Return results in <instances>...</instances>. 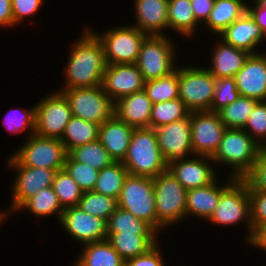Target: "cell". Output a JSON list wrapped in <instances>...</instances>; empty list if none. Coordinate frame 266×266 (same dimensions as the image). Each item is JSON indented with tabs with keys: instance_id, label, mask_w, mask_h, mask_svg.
<instances>
[{
	"instance_id": "obj_1",
	"label": "cell",
	"mask_w": 266,
	"mask_h": 266,
	"mask_svg": "<svg viewBox=\"0 0 266 266\" xmlns=\"http://www.w3.org/2000/svg\"><path fill=\"white\" fill-rule=\"evenodd\" d=\"M88 27V28H87ZM74 40L64 66V84L59 89L95 87L102 84L106 69L104 48L99 38L86 25Z\"/></svg>"
},
{
	"instance_id": "obj_2",
	"label": "cell",
	"mask_w": 266,
	"mask_h": 266,
	"mask_svg": "<svg viewBox=\"0 0 266 266\" xmlns=\"http://www.w3.org/2000/svg\"><path fill=\"white\" fill-rule=\"evenodd\" d=\"M262 149L243 129L227 128L219 149L212 157L213 167L217 168L216 165H220V168L228 167L231 170L228 176L241 179L251 169Z\"/></svg>"
},
{
	"instance_id": "obj_3",
	"label": "cell",
	"mask_w": 266,
	"mask_h": 266,
	"mask_svg": "<svg viewBox=\"0 0 266 266\" xmlns=\"http://www.w3.org/2000/svg\"><path fill=\"white\" fill-rule=\"evenodd\" d=\"M130 175L154 178L167 170L153 128H135L128 152L122 161Z\"/></svg>"
},
{
	"instance_id": "obj_4",
	"label": "cell",
	"mask_w": 266,
	"mask_h": 266,
	"mask_svg": "<svg viewBox=\"0 0 266 266\" xmlns=\"http://www.w3.org/2000/svg\"><path fill=\"white\" fill-rule=\"evenodd\" d=\"M157 233L186 220L187 190L167 169L153 178Z\"/></svg>"
},
{
	"instance_id": "obj_5",
	"label": "cell",
	"mask_w": 266,
	"mask_h": 266,
	"mask_svg": "<svg viewBox=\"0 0 266 266\" xmlns=\"http://www.w3.org/2000/svg\"><path fill=\"white\" fill-rule=\"evenodd\" d=\"M214 225L235 226L246 223V244L253 245L251 224L250 196L247 184L242 179H235L222 193L216 210L206 222Z\"/></svg>"
},
{
	"instance_id": "obj_6",
	"label": "cell",
	"mask_w": 266,
	"mask_h": 266,
	"mask_svg": "<svg viewBox=\"0 0 266 266\" xmlns=\"http://www.w3.org/2000/svg\"><path fill=\"white\" fill-rule=\"evenodd\" d=\"M171 38L168 35H148L142 42L135 64L145 82L169 75L178 67L176 41Z\"/></svg>"
},
{
	"instance_id": "obj_7",
	"label": "cell",
	"mask_w": 266,
	"mask_h": 266,
	"mask_svg": "<svg viewBox=\"0 0 266 266\" xmlns=\"http://www.w3.org/2000/svg\"><path fill=\"white\" fill-rule=\"evenodd\" d=\"M7 158V167L10 170H14L16 176L10 188L12 190L10 191V194H12L10 209L7 208L8 210L0 211L2 222L6 221L11 213L16 214L17 210L41 189L52 186L55 174L58 171L22 166L11 154Z\"/></svg>"
},
{
	"instance_id": "obj_8",
	"label": "cell",
	"mask_w": 266,
	"mask_h": 266,
	"mask_svg": "<svg viewBox=\"0 0 266 266\" xmlns=\"http://www.w3.org/2000/svg\"><path fill=\"white\" fill-rule=\"evenodd\" d=\"M179 99L192 111H210L215 77L204 67H178Z\"/></svg>"
},
{
	"instance_id": "obj_9",
	"label": "cell",
	"mask_w": 266,
	"mask_h": 266,
	"mask_svg": "<svg viewBox=\"0 0 266 266\" xmlns=\"http://www.w3.org/2000/svg\"><path fill=\"white\" fill-rule=\"evenodd\" d=\"M117 201L118 207L130 211L157 232L153 178L128 174Z\"/></svg>"
},
{
	"instance_id": "obj_10",
	"label": "cell",
	"mask_w": 266,
	"mask_h": 266,
	"mask_svg": "<svg viewBox=\"0 0 266 266\" xmlns=\"http://www.w3.org/2000/svg\"><path fill=\"white\" fill-rule=\"evenodd\" d=\"M92 31L103 45L107 65L135 64L141 44L148 36L130 23L127 26L112 27L105 32Z\"/></svg>"
},
{
	"instance_id": "obj_11",
	"label": "cell",
	"mask_w": 266,
	"mask_h": 266,
	"mask_svg": "<svg viewBox=\"0 0 266 266\" xmlns=\"http://www.w3.org/2000/svg\"><path fill=\"white\" fill-rule=\"evenodd\" d=\"M61 91L72 112V116L101 125L114 115V102L103 91L101 85Z\"/></svg>"
},
{
	"instance_id": "obj_12",
	"label": "cell",
	"mask_w": 266,
	"mask_h": 266,
	"mask_svg": "<svg viewBox=\"0 0 266 266\" xmlns=\"http://www.w3.org/2000/svg\"><path fill=\"white\" fill-rule=\"evenodd\" d=\"M11 155L22 165L32 168L63 170L68 155L59 139L33 134Z\"/></svg>"
},
{
	"instance_id": "obj_13",
	"label": "cell",
	"mask_w": 266,
	"mask_h": 266,
	"mask_svg": "<svg viewBox=\"0 0 266 266\" xmlns=\"http://www.w3.org/2000/svg\"><path fill=\"white\" fill-rule=\"evenodd\" d=\"M71 117L70 105L64 94L52 91L35 103V134L61 140Z\"/></svg>"
},
{
	"instance_id": "obj_14",
	"label": "cell",
	"mask_w": 266,
	"mask_h": 266,
	"mask_svg": "<svg viewBox=\"0 0 266 266\" xmlns=\"http://www.w3.org/2000/svg\"><path fill=\"white\" fill-rule=\"evenodd\" d=\"M227 127L219 113L211 111L191 112V141L194 155L213 157Z\"/></svg>"
},
{
	"instance_id": "obj_15",
	"label": "cell",
	"mask_w": 266,
	"mask_h": 266,
	"mask_svg": "<svg viewBox=\"0 0 266 266\" xmlns=\"http://www.w3.org/2000/svg\"><path fill=\"white\" fill-rule=\"evenodd\" d=\"M59 225L68 239L80 245L107 240V221L82 211L78 206L64 209Z\"/></svg>"
},
{
	"instance_id": "obj_16",
	"label": "cell",
	"mask_w": 266,
	"mask_h": 266,
	"mask_svg": "<svg viewBox=\"0 0 266 266\" xmlns=\"http://www.w3.org/2000/svg\"><path fill=\"white\" fill-rule=\"evenodd\" d=\"M158 145L166 164L192 157L191 113L184 120L162 125L154 129Z\"/></svg>"
},
{
	"instance_id": "obj_17",
	"label": "cell",
	"mask_w": 266,
	"mask_h": 266,
	"mask_svg": "<svg viewBox=\"0 0 266 266\" xmlns=\"http://www.w3.org/2000/svg\"><path fill=\"white\" fill-rule=\"evenodd\" d=\"M213 164L212 157L193 155L168 164L167 169L186 190H190L207 186L218 177Z\"/></svg>"
},
{
	"instance_id": "obj_18",
	"label": "cell",
	"mask_w": 266,
	"mask_h": 266,
	"mask_svg": "<svg viewBox=\"0 0 266 266\" xmlns=\"http://www.w3.org/2000/svg\"><path fill=\"white\" fill-rule=\"evenodd\" d=\"M144 79L136 64L107 65L102 80L103 91L116 102L144 90Z\"/></svg>"
},
{
	"instance_id": "obj_19",
	"label": "cell",
	"mask_w": 266,
	"mask_h": 266,
	"mask_svg": "<svg viewBox=\"0 0 266 266\" xmlns=\"http://www.w3.org/2000/svg\"><path fill=\"white\" fill-rule=\"evenodd\" d=\"M234 78L241 96L266 101V51L251 54Z\"/></svg>"
},
{
	"instance_id": "obj_20",
	"label": "cell",
	"mask_w": 266,
	"mask_h": 266,
	"mask_svg": "<svg viewBox=\"0 0 266 266\" xmlns=\"http://www.w3.org/2000/svg\"><path fill=\"white\" fill-rule=\"evenodd\" d=\"M218 178L207 186L187 190L186 219L195 216L201 220H209L216 210L221 193L236 179L227 175L221 182Z\"/></svg>"
},
{
	"instance_id": "obj_21",
	"label": "cell",
	"mask_w": 266,
	"mask_h": 266,
	"mask_svg": "<svg viewBox=\"0 0 266 266\" xmlns=\"http://www.w3.org/2000/svg\"><path fill=\"white\" fill-rule=\"evenodd\" d=\"M218 36L217 38L222 39L225 43L250 54L261 53L262 51H257V47L259 49L261 44L266 41L265 34L248 11Z\"/></svg>"
},
{
	"instance_id": "obj_22",
	"label": "cell",
	"mask_w": 266,
	"mask_h": 266,
	"mask_svg": "<svg viewBox=\"0 0 266 266\" xmlns=\"http://www.w3.org/2000/svg\"><path fill=\"white\" fill-rule=\"evenodd\" d=\"M169 0H134L135 24L131 25L147 35L164 36L168 26Z\"/></svg>"
},
{
	"instance_id": "obj_23",
	"label": "cell",
	"mask_w": 266,
	"mask_h": 266,
	"mask_svg": "<svg viewBox=\"0 0 266 266\" xmlns=\"http://www.w3.org/2000/svg\"><path fill=\"white\" fill-rule=\"evenodd\" d=\"M152 102L144 90L114 102V115L133 128H149Z\"/></svg>"
},
{
	"instance_id": "obj_24",
	"label": "cell",
	"mask_w": 266,
	"mask_h": 266,
	"mask_svg": "<svg viewBox=\"0 0 266 266\" xmlns=\"http://www.w3.org/2000/svg\"><path fill=\"white\" fill-rule=\"evenodd\" d=\"M216 42L213 46L210 66L206 68L218 79L234 77L251 54L225 43L220 38Z\"/></svg>"
},
{
	"instance_id": "obj_25",
	"label": "cell",
	"mask_w": 266,
	"mask_h": 266,
	"mask_svg": "<svg viewBox=\"0 0 266 266\" xmlns=\"http://www.w3.org/2000/svg\"><path fill=\"white\" fill-rule=\"evenodd\" d=\"M134 129L115 115L100 125L98 140L114 161H123L126 157Z\"/></svg>"
},
{
	"instance_id": "obj_26",
	"label": "cell",
	"mask_w": 266,
	"mask_h": 266,
	"mask_svg": "<svg viewBox=\"0 0 266 266\" xmlns=\"http://www.w3.org/2000/svg\"><path fill=\"white\" fill-rule=\"evenodd\" d=\"M248 4L245 0H215L210 16L201 29L218 36L248 11Z\"/></svg>"
},
{
	"instance_id": "obj_27",
	"label": "cell",
	"mask_w": 266,
	"mask_h": 266,
	"mask_svg": "<svg viewBox=\"0 0 266 266\" xmlns=\"http://www.w3.org/2000/svg\"><path fill=\"white\" fill-rule=\"evenodd\" d=\"M82 247L73 266H125V260L107 240L88 243Z\"/></svg>"
},
{
	"instance_id": "obj_28",
	"label": "cell",
	"mask_w": 266,
	"mask_h": 266,
	"mask_svg": "<svg viewBox=\"0 0 266 266\" xmlns=\"http://www.w3.org/2000/svg\"><path fill=\"white\" fill-rule=\"evenodd\" d=\"M157 236L159 235L107 233V241L126 261L146 253L158 242Z\"/></svg>"
},
{
	"instance_id": "obj_29",
	"label": "cell",
	"mask_w": 266,
	"mask_h": 266,
	"mask_svg": "<svg viewBox=\"0 0 266 266\" xmlns=\"http://www.w3.org/2000/svg\"><path fill=\"white\" fill-rule=\"evenodd\" d=\"M190 0H169L168 3V26L169 30L183 37H194L199 30Z\"/></svg>"
},
{
	"instance_id": "obj_30",
	"label": "cell",
	"mask_w": 266,
	"mask_h": 266,
	"mask_svg": "<svg viewBox=\"0 0 266 266\" xmlns=\"http://www.w3.org/2000/svg\"><path fill=\"white\" fill-rule=\"evenodd\" d=\"M29 211L36 218H45L49 216H57L58 223L61 220L63 209L60 205L57 195L53 187L49 186L41 189L37 194L28 199L16 213Z\"/></svg>"
},
{
	"instance_id": "obj_31",
	"label": "cell",
	"mask_w": 266,
	"mask_h": 266,
	"mask_svg": "<svg viewBox=\"0 0 266 266\" xmlns=\"http://www.w3.org/2000/svg\"><path fill=\"white\" fill-rule=\"evenodd\" d=\"M100 125L72 116L65 127L61 142L67 153L72 149L98 139Z\"/></svg>"
},
{
	"instance_id": "obj_32",
	"label": "cell",
	"mask_w": 266,
	"mask_h": 266,
	"mask_svg": "<svg viewBox=\"0 0 266 266\" xmlns=\"http://www.w3.org/2000/svg\"><path fill=\"white\" fill-rule=\"evenodd\" d=\"M159 235L148 223L118 207L107 221V233Z\"/></svg>"
},
{
	"instance_id": "obj_33",
	"label": "cell",
	"mask_w": 266,
	"mask_h": 266,
	"mask_svg": "<svg viewBox=\"0 0 266 266\" xmlns=\"http://www.w3.org/2000/svg\"><path fill=\"white\" fill-rule=\"evenodd\" d=\"M128 174L122 161H115L99 171L93 191L118 199Z\"/></svg>"
},
{
	"instance_id": "obj_34",
	"label": "cell",
	"mask_w": 266,
	"mask_h": 266,
	"mask_svg": "<svg viewBox=\"0 0 266 266\" xmlns=\"http://www.w3.org/2000/svg\"><path fill=\"white\" fill-rule=\"evenodd\" d=\"M190 113L191 111L179 98L152 104L150 128L155 129L162 125L184 120Z\"/></svg>"
},
{
	"instance_id": "obj_35",
	"label": "cell",
	"mask_w": 266,
	"mask_h": 266,
	"mask_svg": "<svg viewBox=\"0 0 266 266\" xmlns=\"http://www.w3.org/2000/svg\"><path fill=\"white\" fill-rule=\"evenodd\" d=\"M68 154L75 161L91 166L97 171H101L105 167L115 162L98 139L96 141L76 147Z\"/></svg>"
},
{
	"instance_id": "obj_36",
	"label": "cell",
	"mask_w": 266,
	"mask_h": 266,
	"mask_svg": "<svg viewBox=\"0 0 266 266\" xmlns=\"http://www.w3.org/2000/svg\"><path fill=\"white\" fill-rule=\"evenodd\" d=\"M258 102L256 99L239 95L234 102L218 112L221 121L228 129H243Z\"/></svg>"
},
{
	"instance_id": "obj_37",
	"label": "cell",
	"mask_w": 266,
	"mask_h": 266,
	"mask_svg": "<svg viewBox=\"0 0 266 266\" xmlns=\"http://www.w3.org/2000/svg\"><path fill=\"white\" fill-rule=\"evenodd\" d=\"M144 91L152 104L178 98V67L169 75L146 81L144 83Z\"/></svg>"
},
{
	"instance_id": "obj_38",
	"label": "cell",
	"mask_w": 266,
	"mask_h": 266,
	"mask_svg": "<svg viewBox=\"0 0 266 266\" xmlns=\"http://www.w3.org/2000/svg\"><path fill=\"white\" fill-rule=\"evenodd\" d=\"M78 207L90 215L103 218L108 221L109 217L118 208L116 198L96 193L94 191L83 192Z\"/></svg>"
},
{
	"instance_id": "obj_39",
	"label": "cell",
	"mask_w": 266,
	"mask_h": 266,
	"mask_svg": "<svg viewBox=\"0 0 266 266\" xmlns=\"http://www.w3.org/2000/svg\"><path fill=\"white\" fill-rule=\"evenodd\" d=\"M52 187L63 210L78 206L83 191L64 169L56 172Z\"/></svg>"
},
{
	"instance_id": "obj_40",
	"label": "cell",
	"mask_w": 266,
	"mask_h": 266,
	"mask_svg": "<svg viewBox=\"0 0 266 266\" xmlns=\"http://www.w3.org/2000/svg\"><path fill=\"white\" fill-rule=\"evenodd\" d=\"M11 108L3 119L5 129L11 134L28 133L27 137L35 134V104L32 108ZM25 130V131H24Z\"/></svg>"
},
{
	"instance_id": "obj_41",
	"label": "cell",
	"mask_w": 266,
	"mask_h": 266,
	"mask_svg": "<svg viewBox=\"0 0 266 266\" xmlns=\"http://www.w3.org/2000/svg\"><path fill=\"white\" fill-rule=\"evenodd\" d=\"M63 169L83 192L93 191L99 171L91 166L75 161L69 154L66 157Z\"/></svg>"
},
{
	"instance_id": "obj_42",
	"label": "cell",
	"mask_w": 266,
	"mask_h": 266,
	"mask_svg": "<svg viewBox=\"0 0 266 266\" xmlns=\"http://www.w3.org/2000/svg\"><path fill=\"white\" fill-rule=\"evenodd\" d=\"M239 95L234 77L215 78L214 96L210 111L218 113L228 104L234 102Z\"/></svg>"
},
{
	"instance_id": "obj_43",
	"label": "cell",
	"mask_w": 266,
	"mask_h": 266,
	"mask_svg": "<svg viewBox=\"0 0 266 266\" xmlns=\"http://www.w3.org/2000/svg\"><path fill=\"white\" fill-rule=\"evenodd\" d=\"M262 148H266V101H259L243 128Z\"/></svg>"
},
{
	"instance_id": "obj_44",
	"label": "cell",
	"mask_w": 266,
	"mask_h": 266,
	"mask_svg": "<svg viewBox=\"0 0 266 266\" xmlns=\"http://www.w3.org/2000/svg\"><path fill=\"white\" fill-rule=\"evenodd\" d=\"M253 243L256 237L266 229V192L249 191Z\"/></svg>"
},
{
	"instance_id": "obj_45",
	"label": "cell",
	"mask_w": 266,
	"mask_h": 266,
	"mask_svg": "<svg viewBox=\"0 0 266 266\" xmlns=\"http://www.w3.org/2000/svg\"><path fill=\"white\" fill-rule=\"evenodd\" d=\"M248 191L266 192V148H263L251 169L241 178Z\"/></svg>"
},
{
	"instance_id": "obj_46",
	"label": "cell",
	"mask_w": 266,
	"mask_h": 266,
	"mask_svg": "<svg viewBox=\"0 0 266 266\" xmlns=\"http://www.w3.org/2000/svg\"><path fill=\"white\" fill-rule=\"evenodd\" d=\"M43 2L44 0H11L13 28L24 23L27 17L35 16L43 7Z\"/></svg>"
},
{
	"instance_id": "obj_47",
	"label": "cell",
	"mask_w": 266,
	"mask_h": 266,
	"mask_svg": "<svg viewBox=\"0 0 266 266\" xmlns=\"http://www.w3.org/2000/svg\"><path fill=\"white\" fill-rule=\"evenodd\" d=\"M157 242L146 253L125 261V266H167L162 250Z\"/></svg>"
},
{
	"instance_id": "obj_48",
	"label": "cell",
	"mask_w": 266,
	"mask_h": 266,
	"mask_svg": "<svg viewBox=\"0 0 266 266\" xmlns=\"http://www.w3.org/2000/svg\"><path fill=\"white\" fill-rule=\"evenodd\" d=\"M190 1L196 21L200 24V26L204 25L210 16L215 0H190Z\"/></svg>"
},
{
	"instance_id": "obj_49",
	"label": "cell",
	"mask_w": 266,
	"mask_h": 266,
	"mask_svg": "<svg viewBox=\"0 0 266 266\" xmlns=\"http://www.w3.org/2000/svg\"><path fill=\"white\" fill-rule=\"evenodd\" d=\"M251 5H248V12L266 36V0L261 4L251 3Z\"/></svg>"
},
{
	"instance_id": "obj_50",
	"label": "cell",
	"mask_w": 266,
	"mask_h": 266,
	"mask_svg": "<svg viewBox=\"0 0 266 266\" xmlns=\"http://www.w3.org/2000/svg\"><path fill=\"white\" fill-rule=\"evenodd\" d=\"M0 28L13 29L11 0H0Z\"/></svg>"
},
{
	"instance_id": "obj_51",
	"label": "cell",
	"mask_w": 266,
	"mask_h": 266,
	"mask_svg": "<svg viewBox=\"0 0 266 266\" xmlns=\"http://www.w3.org/2000/svg\"><path fill=\"white\" fill-rule=\"evenodd\" d=\"M252 247L257 248L258 250H265L264 252H266V229L256 237L251 248Z\"/></svg>"
},
{
	"instance_id": "obj_52",
	"label": "cell",
	"mask_w": 266,
	"mask_h": 266,
	"mask_svg": "<svg viewBox=\"0 0 266 266\" xmlns=\"http://www.w3.org/2000/svg\"><path fill=\"white\" fill-rule=\"evenodd\" d=\"M265 0H251V3H262V2H264ZM248 2H249V0H248Z\"/></svg>"
}]
</instances>
